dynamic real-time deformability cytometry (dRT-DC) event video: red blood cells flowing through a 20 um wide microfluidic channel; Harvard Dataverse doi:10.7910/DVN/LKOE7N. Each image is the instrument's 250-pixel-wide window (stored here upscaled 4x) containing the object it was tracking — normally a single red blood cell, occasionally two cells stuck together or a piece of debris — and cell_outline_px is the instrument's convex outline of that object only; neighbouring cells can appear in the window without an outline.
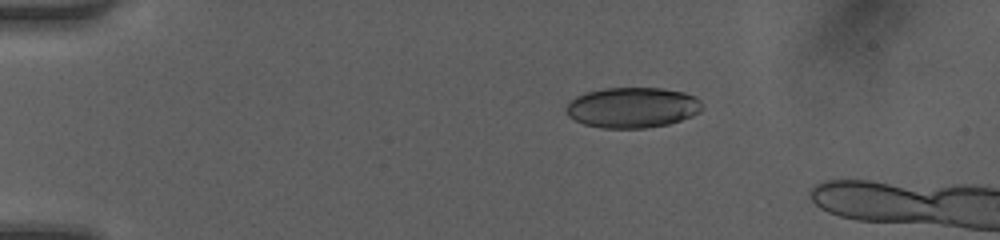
{"species": "human", "species_latin": "Homo sapiens", "temperature_condition": "room temperature", "stored_images_in_passage": 20, "camera_frame_rate_fps": 3000, "um_per_image_px": 0.085, "donor": {"sex": "female"}, "frame": {"image": 1, "passage_image": 3, "time_ms": 0.667, "image_size_px": [1000, 240], "cell_outline_px": [[704, 108], [700, 112], [692, 116], [668, 124], [648, 128], [604, 128], [584, 124], [568, 116], [568, 104], [576, 96], [588, 92], [604, 88], [664, 88], [684, 92], [700, 100]], "centroid_in_image_um": [53.8, 9.14], "position_along_channel_um": 31.2, "area_um2": 31.96}}
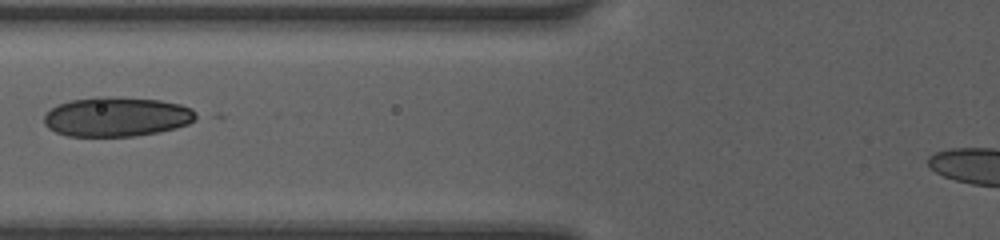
{"frame": {"image": 2, "passage_image": 11, "time_ms": 3.333, "image_size_px": [1000, 240], "cell_outline_px": [[204, 116], [188, 124], [176, 128], [160, 132], [136, 136], [68, 136], [56, 132], [48, 128], [44, 124], [44, 116], [56, 104], [72, 100], [96, 96], [120, 96], [160, 100], [180, 104], [192, 108]], "centroid_in_image_um": [9.99, 9.91], "position_along_channel_um": 115.8, "area_um2": 35.72}}
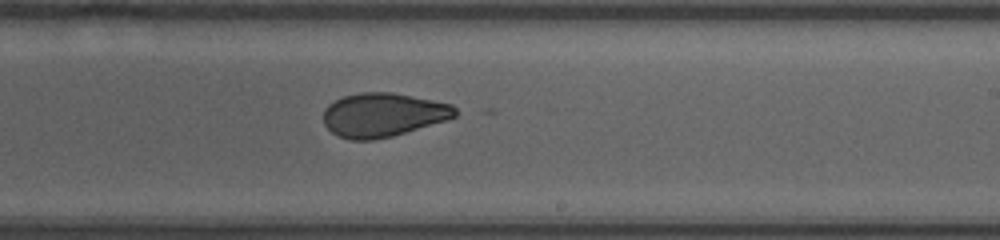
{"frame": {"image": 3, "passage_image": 20, "time_ms": 6.333, "image_size_px": [1000, 240], "cell_outline_px": [[456, 116], [444, 120], [392, 136], [372, 140], [352, 140], [340, 136], [332, 132], [324, 124], [324, 108], [328, 104], [344, 96], [360, 92], [392, 92], [452, 104], [456, 108]], "centroid_in_image_um": [32.53, 9.75], "position_along_channel_um": 256.5, "area_um2": 33.29}}